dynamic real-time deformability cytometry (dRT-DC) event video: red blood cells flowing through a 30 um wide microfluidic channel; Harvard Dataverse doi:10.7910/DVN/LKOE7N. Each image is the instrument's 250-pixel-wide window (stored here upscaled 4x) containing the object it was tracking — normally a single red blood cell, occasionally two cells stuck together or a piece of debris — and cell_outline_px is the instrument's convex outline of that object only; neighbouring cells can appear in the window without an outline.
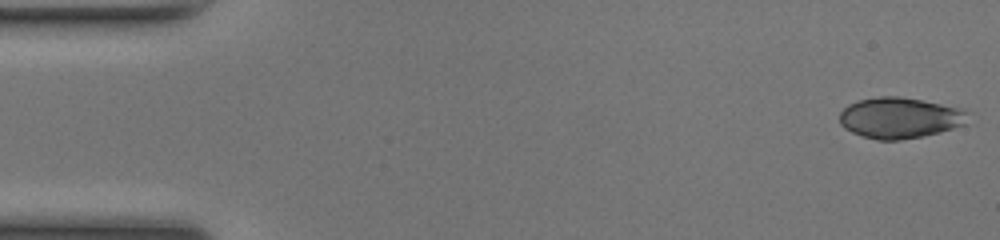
{"species": "common noctule bat (a hibernating species)", "species_latin": "Nyctalus noctula", "temperature_condition": "room temperature", "stored_images_in_passage": 14, "camera_frame_rate_fps": 3000, "um_per_image_px": 0.085, "animal": {"sex": "female", "body_mass_g": 17.0, "forearm_length_mm": 48.0}, "frame": {"image": 1, "passage_image": 1, "time_ms": 0.0, "image_size_px": [1000, 240], "cell_outline_px": [[972, 112], [964, 124], [940, 132], [924, 136], [900, 140], [876, 140], [852, 132], [844, 128], [840, 124], [840, 112], [848, 104], [860, 100], [880, 96], [900, 96], [960, 108]], "centroid_in_image_um": [76.49, 10.02], "position_along_channel_um": 8.5, "area_um2": 30.58}}
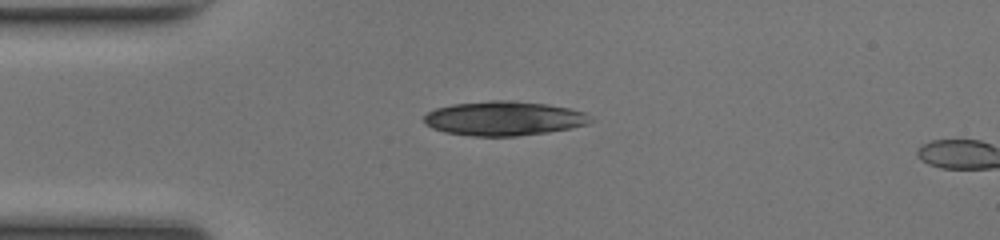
{"frame": {"image": 2, "passage_image": 12, "time_ms": 3.667, "image_size_px": [1000, 240], "cell_outline_px": [[592, 120], [588, 124], [572, 128], [548, 132], [516, 136], [472, 136], [444, 132], [432, 128], [424, 124], [424, 116], [428, 112], [436, 108], [452, 104], [492, 100], [508, 100], [548, 104], [568, 108], [584, 112]], "centroid_in_image_um": [42.81, 10.07], "position_along_channel_um": 42.2, "area_um2": 33.35}}